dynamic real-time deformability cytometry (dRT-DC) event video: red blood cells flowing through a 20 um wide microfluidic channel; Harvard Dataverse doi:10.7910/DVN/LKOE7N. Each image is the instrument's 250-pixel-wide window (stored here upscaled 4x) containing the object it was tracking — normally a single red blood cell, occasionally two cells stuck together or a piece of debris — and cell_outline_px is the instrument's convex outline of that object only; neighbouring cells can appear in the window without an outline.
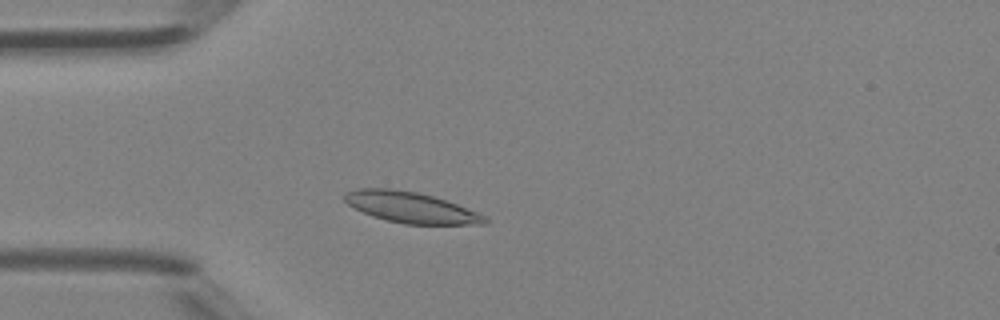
{"species": "Egyptian fruit bat (a non-hibernating species)", "species_latin": "Rousettus aegyptiacus", "temperature_condition": "room temperature", "stored_images_in_passage": 42, "camera_frame_rate_fps": 3000, "um_per_image_px": 0.085, "animal": {"sex": "female"}, "frame": {"image": 1, "passage_image": 9, "time_ms": 2.667, "image_size_px": [1000, 320], "cell_outline_px": [[488, 224], [404, 224], [372, 216], [348, 204], [344, 200], [344, 192], [356, 188], [388, 188], [416, 192], [432, 196], [456, 204], [488, 216]], "centroid_in_image_um": [34.92, 17.63], "position_along_channel_um": 50.1, "area_um2": 25.03}}
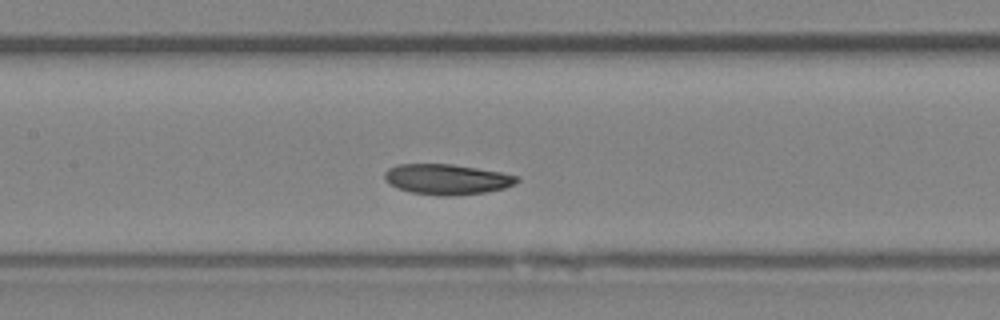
{"frame": {"image": 2, "passage_image": 18, "time_ms": 5.667, "image_size_px": [1000, 320], "cell_outline_px": [[520, 180], [516, 184], [504, 188], [484, 192], [452, 196], [436, 196], [412, 192], [388, 184], [384, 180], [384, 172], [388, 168], [396, 164], [452, 164], [500, 172], [520, 176]], "centroid_in_image_um": [37.98, 15.24], "position_along_channel_um": 169.4, "area_um2": 23.58}}
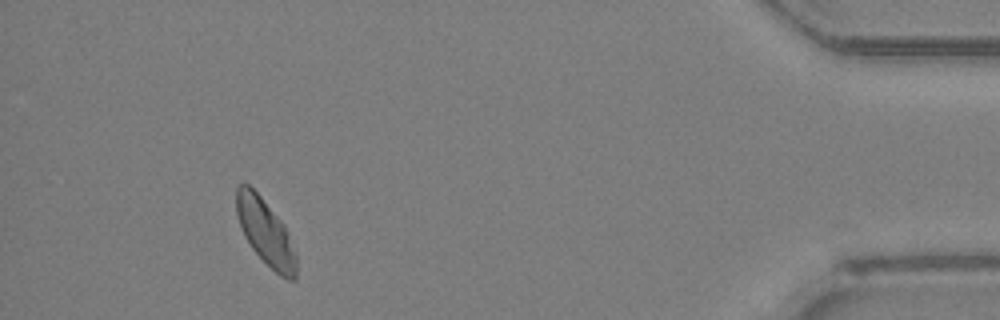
{"frame": {"image": 3, "passage_image": 39, "time_ms": 12.667, "image_size_px": [1000, 320], "cell_outline_px": [[296, 280], [288, 280], [280, 276], [252, 248], [244, 236], [240, 228], [236, 212], [236, 188], [240, 184], [248, 184], [260, 196], [284, 224], [288, 232], [296, 256]], "centroid_in_image_um": [22.56, 19.73], "position_along_channel_um": 412.6, "area_um2": 22.72}, "authors_computed_cell_mechanics": {"area_um2": 23.2934, "velocity_mm_per_s": 4.3812, "shape_relaxation_time_tau1_ms": 2.7919, "shape_relaxation_time_tau2_ms": null, "deformation_change_tau1": 0.0812, "deformation_change_tau2": null}}